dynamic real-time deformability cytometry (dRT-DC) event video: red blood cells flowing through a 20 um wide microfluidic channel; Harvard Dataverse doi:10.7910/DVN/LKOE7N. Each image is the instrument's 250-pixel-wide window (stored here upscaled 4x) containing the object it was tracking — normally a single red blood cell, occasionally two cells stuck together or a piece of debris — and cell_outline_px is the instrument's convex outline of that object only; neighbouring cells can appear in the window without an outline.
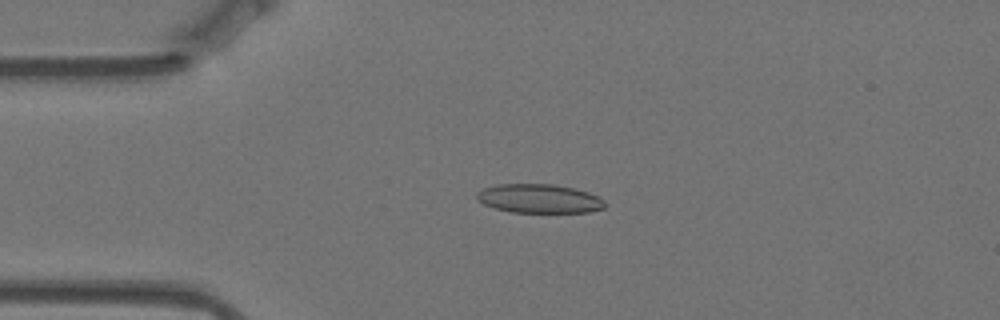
{"species": "Egyptian fruit bat (a non-hibernating species)", "species_latin": "Rousettus aegyptiacus", "temperature_condition": "warm", "stored_images_in_passage": 55, "camera_frame_rate_fps": 3000, "um_per_image_px": 0.085, "animal": {"sex": "female"}, "frame": {"image": 1, "passage_image": 11, "time_ms": 3.333, "image_size_px": [1000, 320], "cell_outline_px": [[608, 204], [604, 208], [588, 212], [512, 212], [492, 208], [476, 200], [476, 192], [484, 188], [496, 184], [552, 184], [572, 188], [588, 192], [600, 196]], "centroid_in_image_um": [45.83, 16.88], "position_along_channel_um": 39.2, "area_um2": 21.79}}
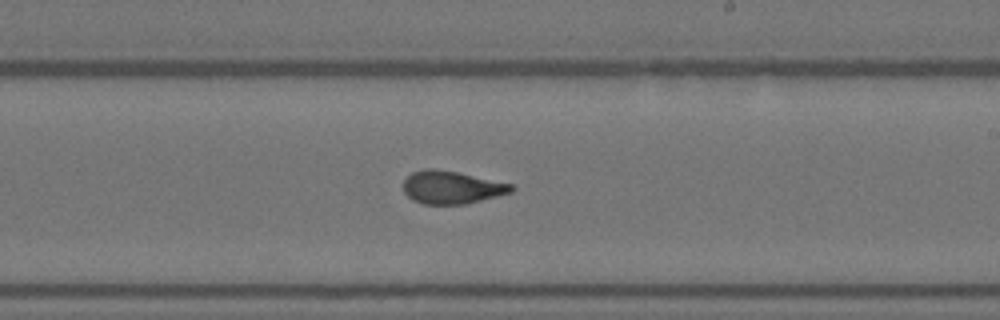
{"frame": {"image": 2, "passage_image": 31, "time_ms": 10.0, "image_size_px": [1000, 320], "cell_outline_px": [[516, 188], [512, 192], [464, 204], [424, 204], [412, 200], [404, 192], [404, 180], [412, 172], [424, 168], [436, 168], [456, 172], [512, 184]], "centroid_in_image_um": [38.36, 15.92], "position_along_channel_um": 250.6, "area_um2": 20.52}}
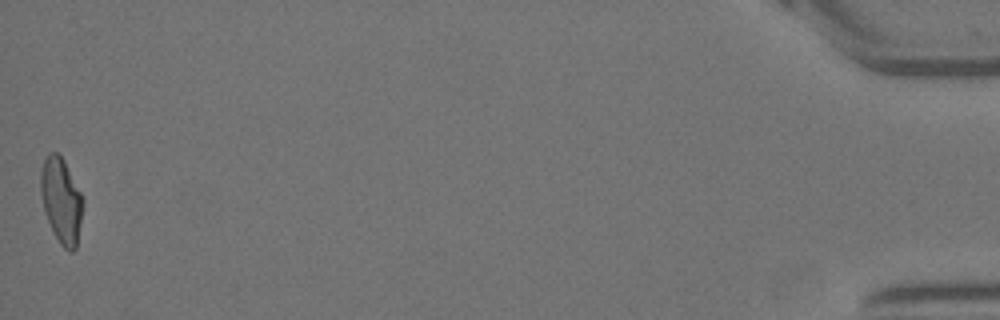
{"frame": {"image": 3, "passage_image": 55, "time_ms": 18.0, "image_size_px": [1000, 320], "cell_outline_px": [[84, 204], [76, 248], [72, 252], [68, 252], [60, 244], [44, 212], [40, 192], [40, 172], [44, 160], [48, 152], [56, 152], [64, 160], [84, 200]], "centroid_in_image_um": [5.21, 17.04], "position_along_channel_um": 430.0, "area_um2": 20.98}, "authors_computed_cell_mechanics": {"area_um2": 20.8658, "velocity_mm_per_s": 3.5162, "shape_relaxation_time_tau1_ms": 6.0755, "shape_relaxation_time_tau2_ms": 1.491, "deformation_change_tau1": 0.1857, "deformation_change_tau2": 0.0816}}